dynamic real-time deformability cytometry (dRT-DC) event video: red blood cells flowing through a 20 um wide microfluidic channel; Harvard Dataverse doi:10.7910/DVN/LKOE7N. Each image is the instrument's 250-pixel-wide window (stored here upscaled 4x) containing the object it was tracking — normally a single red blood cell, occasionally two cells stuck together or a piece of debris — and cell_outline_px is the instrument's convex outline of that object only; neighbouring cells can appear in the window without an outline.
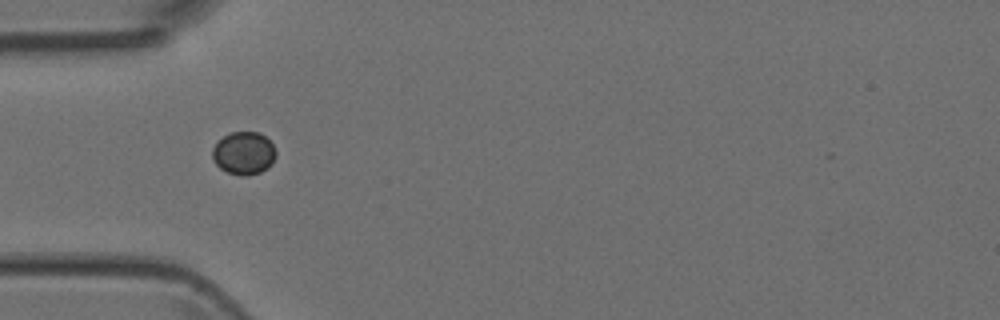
{"species": "Egyptian fruit bat (a non-hibernating species)", "species_latin": "Rousettus aegyptiacus", "temperature_condition": "room temperature", "stored_images_in_passage": 7, "camera_frame_rate_fps": 3000, "um_per_image_px": 0.085, "animal": {"sex": "female"}, "frame": {"image": 1, "passage_image": 3, "time_ms": 3.0, "image_size_px": [1000, 320], "cell_outline_px": [[276, 156], [272, 164], [268, 168], [260, 172], [248, 176], [240, 176], [228, 172], [220, 168], [216, 164], [212, 156], [212, 148], [224, 136], [232, 132], [256, 132], [264, 136], [272, 144], [276, 152]], "centroid_in_image_um": [20.73, 13.04], "position_along_channel_um": 64.3, "area_um2": 15.78}}
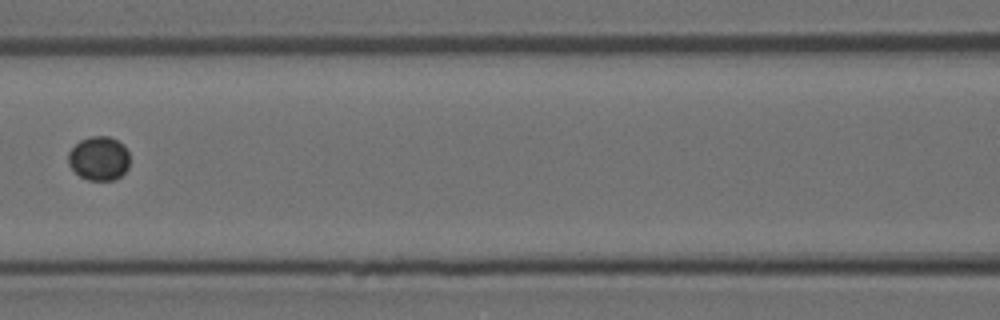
{"frame": {"image": 2, "passage_image": 5, "time_ms": 5.333, "image_size_px": [1000, 320], "cell_outline_px": [[128, 168], [116, 180], [88, 180], [80, 176], [68, 164], [68, 152], [80, 140], [92, 136], [108, 136], [124, 144], [128, 152]], "centroid_in_image_um": [8.41, 13.46], "position_along_channel_um": 158.2, "area_um2": 15.72}}
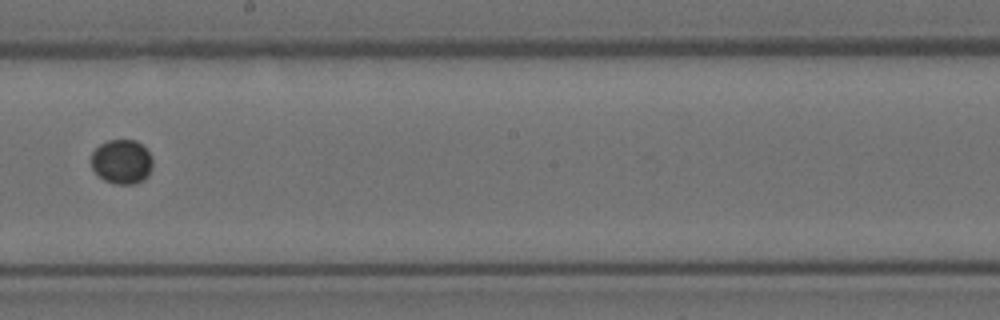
{"frame": {"image": 3, "passage_image": 7, "time_ms": 7.333, "image_size_px": [1000, 320], "cell_outline_px": [[152, 168], [148, 176], [144, 180], [136, 184], [116, 184], [104, 180], [92, 168], [92, 152], [100, 144], [108, 140], [136, 140], [152, 156]], "centroid_in_image_um": [10.37, 13.75], "position_along_channel_um": 237.8, "area_um2": 15.9}}